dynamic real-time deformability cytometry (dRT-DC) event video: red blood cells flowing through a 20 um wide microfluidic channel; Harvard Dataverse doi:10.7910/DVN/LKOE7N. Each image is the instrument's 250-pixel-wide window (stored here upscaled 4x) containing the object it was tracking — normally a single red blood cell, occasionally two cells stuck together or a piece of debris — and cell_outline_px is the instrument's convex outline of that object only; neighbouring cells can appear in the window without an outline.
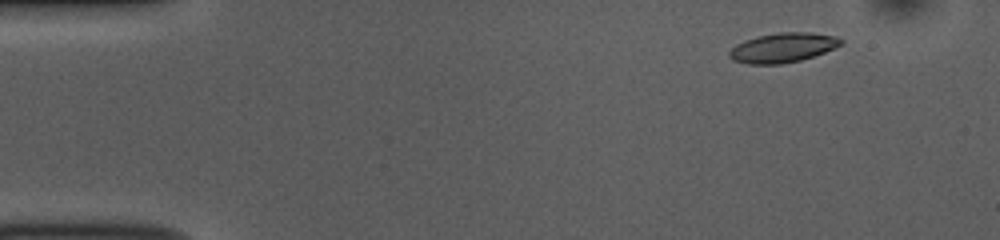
{"species": "common noctule bat (a hibernating species)", "species_latin": "Nyctalus noctula", "temperature_condition": "room temperature", "stored_images_in_passage": 53, "camera_frame_rate_fps": 3000, "um_per_image_px": 0.085, "animal": {"sex": "female", "body_mass_g": 10.0, "forearm_length_mm": 53.1}, "frame": {"image": 1, "passage_image": 6, "time_ms": 1.667, "image_size_px": [1000, 240], "cell_outline_px": [[844, 40], [840, 44], [824, 52], [800, 60], [780, 64], [748, 64], [732, 60], [728, 56], [728, 52], [736, 44], [744, 40], [756, 36], [780, 32], [812, 32], [836, 36]], "centroid_in_image_um": [66.49, 4.04], "position_along_channel_um": 18.5, "area_um2": 19.19}}
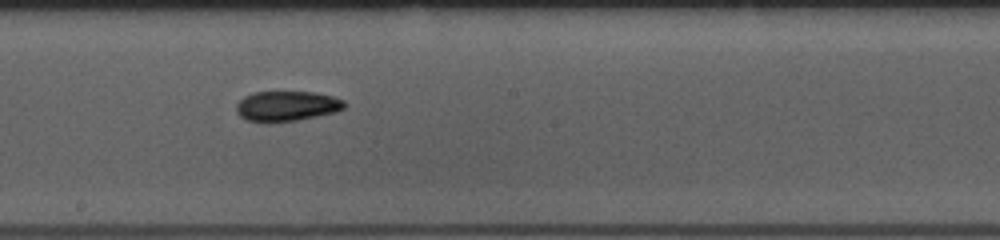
{"frame": {"image": 2, "passage_image": 29, "time_ms": 9.333, "image_size_px": [1000, 240], "cell_outline_px": [[348, 104], [344, 108], [336, 112], [296, 120], [268, 124], [264, 124], [248, 120], [240, 116], [236, 112], [236, 104], [244, 96], [256, 92], [312, 92], [332, 96], [344, 100]], "centroid_in_image_um": [24.36, 9.04], "position_along_channel_um": 223.8, "area_um2": 19.25}}
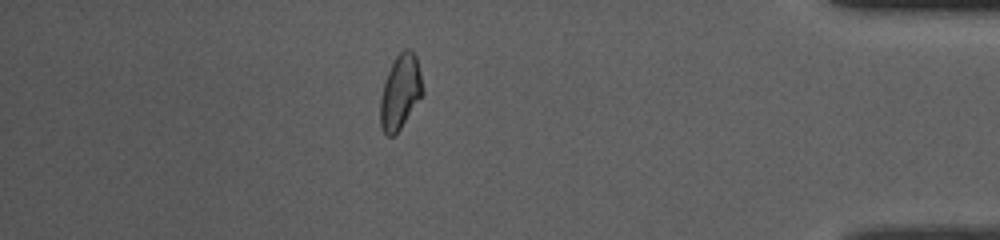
{"frame": {"image": 3, "passage_image": 46, "time_ms": 15.0, "image_size_px": [1000, 240], "cell_outline_px": [[424, 92], [400, 128], [392, 136], [388, 136], [380, 128], [380, 96], [388, 72], [396, 56], [404, 48], [408, 48], [416, 56], [424, 88]], "centroid_in_image_um": [34.02, 7.81], "position_along_channel_um": 401.2, "area_um2": 18.15}, "authors_computed_cell_mechanics": {"area_um2": 18.7272, "velocity_mm_per_s": 3.8323, "shape_relaxation_time_tau1_ms": null, "shape_relaxation_time_tau2_ms": 1.6509, "deformation_change_tau1": null, "deformation_change_tau2": 0.0571}}